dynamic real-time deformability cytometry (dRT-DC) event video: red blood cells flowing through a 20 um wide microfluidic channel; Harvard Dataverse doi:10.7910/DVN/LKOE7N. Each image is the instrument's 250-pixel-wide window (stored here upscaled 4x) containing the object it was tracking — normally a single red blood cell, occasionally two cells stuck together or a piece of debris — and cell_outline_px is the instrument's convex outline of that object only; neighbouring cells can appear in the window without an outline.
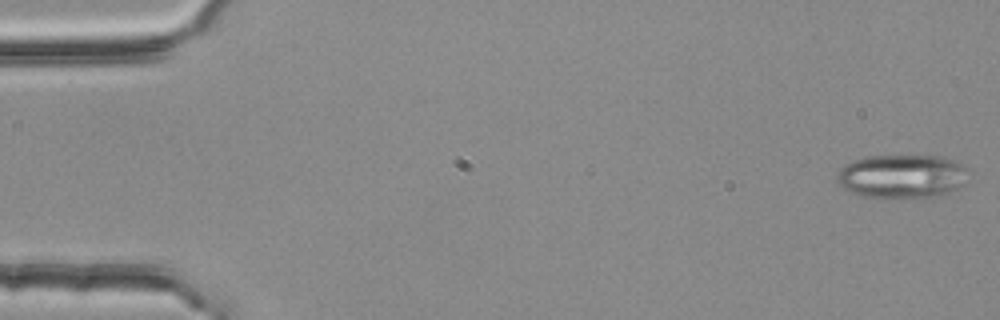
{"species": "common noctule bat (a hibernating species)", "species_latin": "Nyctalus noctula", "temperature_condition": "room temperature", "stored_images_in_passage": 14, "camera_frame_rate_fps": 3000, "um_per_image_px": 0.085, "animal": {"sex": "female", "body_mass_g": 25.1}, "frame": {"image": 1, "passage_image": 1, "time_ms": 0.0, "image_size_px": [1000, 320], "cell_outline_px": [[968, 172], [964, 184], [960, 188], [936, 196], [860, 196], [844, 188], [836, 180], [836, 176], [840, 168], [844, 164], [852, 160], [864, 156], [940, 156], [952, 160], [960, 164]], "centroid_in_image_um": [76.63, 14.96], "position_along_channel_um": 8.4, "area_um2": 33.0}}